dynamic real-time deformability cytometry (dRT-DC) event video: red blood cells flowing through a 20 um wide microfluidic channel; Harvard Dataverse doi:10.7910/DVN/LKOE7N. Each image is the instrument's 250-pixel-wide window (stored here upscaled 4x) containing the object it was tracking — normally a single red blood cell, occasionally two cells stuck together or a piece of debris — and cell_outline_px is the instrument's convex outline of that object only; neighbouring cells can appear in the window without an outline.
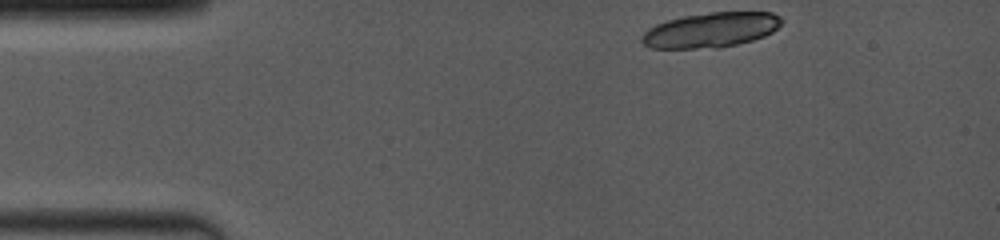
{"species": "common noctule bat (a hibernating species)", "species_latin": "Nyctalus noctula", "temperature_condition": "room temperature", "stored_images_in_passage": 8, "camera_frame_rate_fps": 4000, "um_per_image_px": 0.085, "animal": {"sex": "female", "body_mass_g": 19.0, "forearm_length_mm": 53.3}, "frame": {"image": 1, "passage_image": 1, "time_ms": 0.0, "image_size_px": [1000, 240], "cell_outline_px": [[784, 20], [772, 32], [764, 36], [752, 40], [720, 48], [652, 48], [644, 44], [640, 40], [644, 32], [648, 28], [664, 20], [684, 16], [708, 12], [772, 12], [780, 16]], "centroid_in_image_um": [60.41, 2.54], "position_along_channel_um": 24.6, "area_um2": 28.55}}